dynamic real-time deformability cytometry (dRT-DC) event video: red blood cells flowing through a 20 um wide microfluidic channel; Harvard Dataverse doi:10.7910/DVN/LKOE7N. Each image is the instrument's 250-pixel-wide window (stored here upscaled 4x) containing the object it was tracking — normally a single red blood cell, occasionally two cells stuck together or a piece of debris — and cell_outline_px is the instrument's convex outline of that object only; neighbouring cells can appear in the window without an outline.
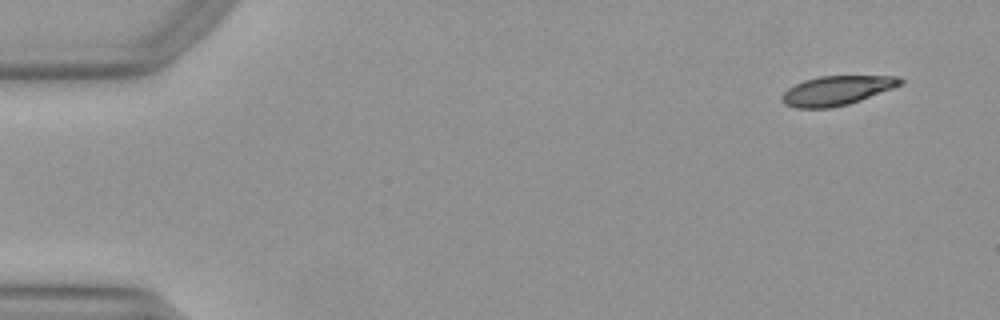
{"species": "Egyptian fruit bat (a non-hibernating species)", "species_latin": "Rousettus aegyptiacus", "temperature_condition": "warm", "stored_images_in_passage": 21, "camera_frame_rate_fps": 3000, "um_per_image_px": 0.085, "animal": {"sex": "female"}, "frame": {"image": 1, "passage_image": 4, "time_ms": 1.0, "image_size_px": [1000, 320], "cell_outline_px": [[904, 84], [860, 100], [848, 104], [832, 108], [796, 108], [784, 104], [780, 100], [780, 96], [788, 88], [804, 80], [820, 76], [900, 76], [904, 80]], "centroid_in_image_um": [71.12, 7.7], "position_along_channel_um": 13.9, "area_um2": 20.35}}
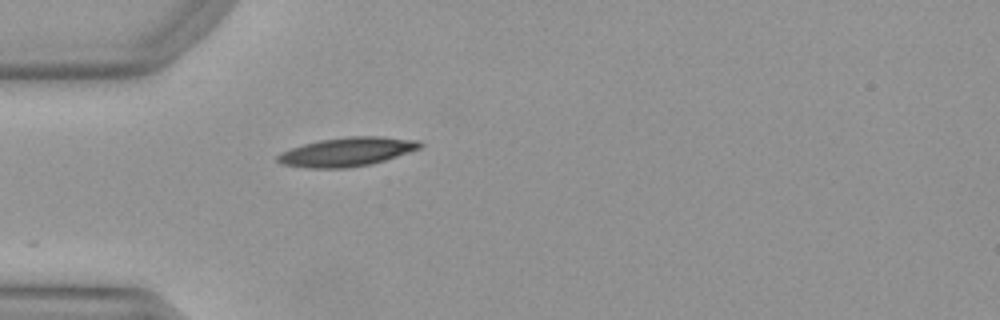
{"frame": {"image": 2, "passage_image": 16, "time_ms": 5.0, "image_size_px": [1000, 320], "cell_outline_px": [[424, 144], [420, 148], [384, 160], [368, 164], [344, 168], [312, 168], [284, 164], [276, 160], [276, 156], [280, 152], [316, 140], [348, 136], [384, 136], [420, 140]], "centroid_in_image_um": [29.5, 12.88], "position_along_channel_um": 55.5, "area_um2": 23.87}}
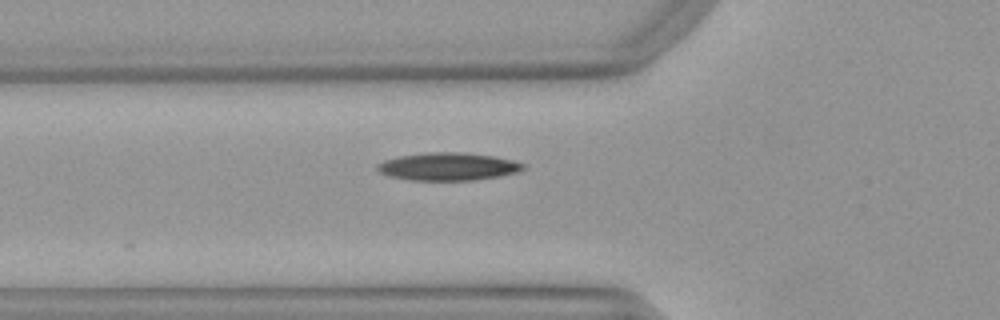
{"frame": {"image": 3, "passage_image": 19, "time_ms": 6.0, "image_size_px": [1000, 320], "cell_outline_px": [[524, 168], [516, 172], [500, 176], [476, 180], [408, 180], [388, 176], [380, 172], [376, 168], [376, 164], [384, 160], [400, 156], [428, 152], [460, 152], [492, 156], [512, 160], [524, 164]], "centroid_in_image_um": [38.04, 14.16], "position_along_channel_um": 87.8, "area_um2": 23.52}}